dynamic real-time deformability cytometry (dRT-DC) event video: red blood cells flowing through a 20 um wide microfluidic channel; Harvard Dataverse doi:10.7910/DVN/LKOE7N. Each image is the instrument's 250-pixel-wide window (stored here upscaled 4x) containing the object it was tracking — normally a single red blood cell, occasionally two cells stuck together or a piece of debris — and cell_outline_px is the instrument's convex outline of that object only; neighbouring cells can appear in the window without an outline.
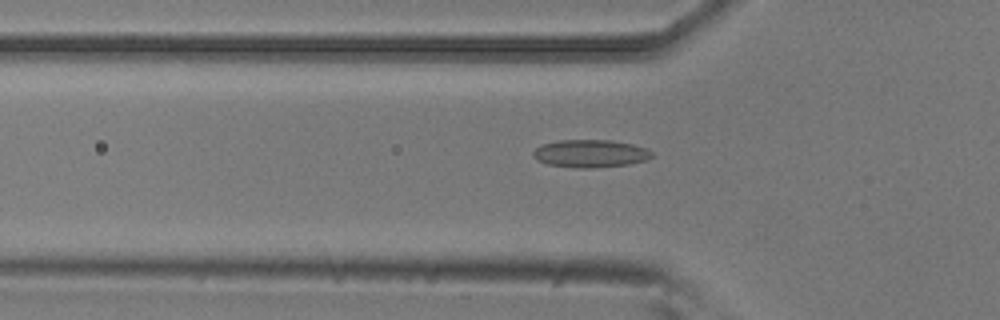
{"species": "common noctule bat (a hibernating species)", "species_latin": "Nyctalus noctula", "temperature_condition": "room temperature", "stored_images_in_passage": 43, "camera_frame_rate_fps": 3000, "um_per_image_px": 0.085, "animal": {"sex": "male", "body_mass_g": 20.5, "forearm_length_mm": 52.5}, "frame": {"image": 1, "passage_image": 14, "time_ms": 4.333, "image_size_px": [1000, 320], "cell_outline_px": [[652, 156], [648, 160], [628, 164], [596, 168], [580, 168], [548, 164], [536, 160], [532, 156], [532, 152], [540, 144], [560, 140], [612, 140], [632, 144], [648, 148], [652, 152]], "centroid_in_image_um": [50.18, 13.05], "position_along_channel_um": 75.6, "area_um2": 19.36}}
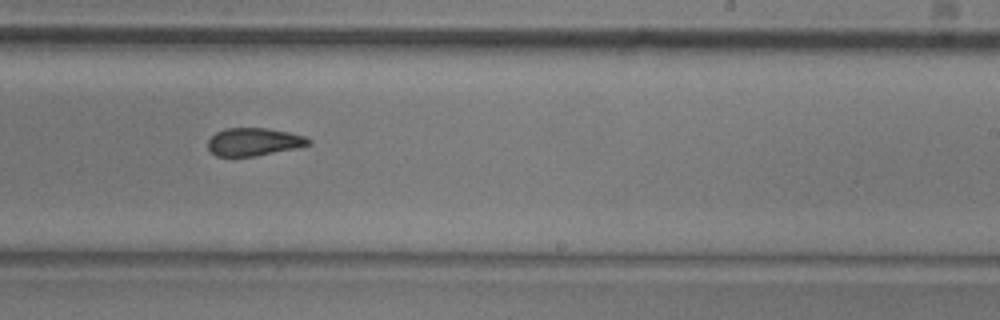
{"frame": {"image": 2, "passage_image": 29, "time_ms": 9.333, "image_size_px": [1000, 320], "cell_outline_px": [[312, 144], [296, 148], [256, 156], [216, 156], [208, 148], [208, 140], [216, 132], [224, 128], [268, 128], [288, 132], [304, 136], [312, 140]], "centroid_in_image_um": [21.59, 12.05], "position_along_channel_um": 267.4, "area_um2": 16.36}}
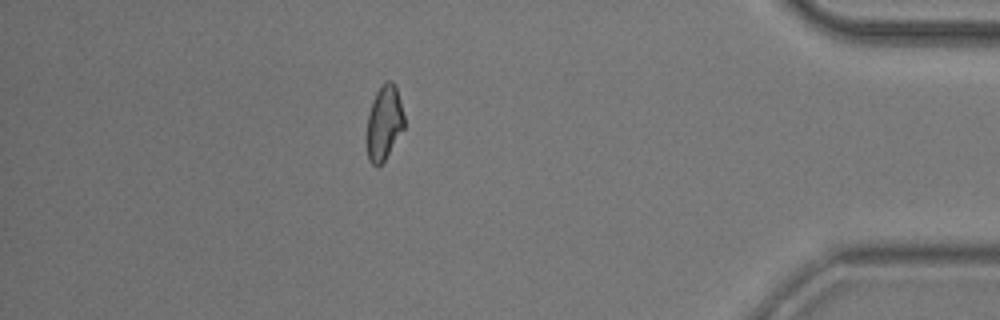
{"frame": {"image": 3, "passage_image": 43, "time_ms": 14.0, "image_size_px": [1000, 320], "cell_outline_px": [[404, 128], [380, 168], [376, 168], [368, 160], [364, 140], [368, 116], [372, 100], [376, 92], [384, 80], [392, 80], [396, 84], [404, 116]], "centroid_in_image_um": [32.61, 10.48], "position_along_channel_um": 402.6, "area_um2": 16.99}, "authors_computed_cell_mechanics": {"area_um2": 17.5134, "velocity_mm_per_s": 3.8229, "shape_relaxation_time_tau1_ms": 11.3689, "shape_relaxation_time_tau2_ms": 3.0228, "deformation_change_tau1": 0.2121, "deformation_change_tau2": 0.0987}}